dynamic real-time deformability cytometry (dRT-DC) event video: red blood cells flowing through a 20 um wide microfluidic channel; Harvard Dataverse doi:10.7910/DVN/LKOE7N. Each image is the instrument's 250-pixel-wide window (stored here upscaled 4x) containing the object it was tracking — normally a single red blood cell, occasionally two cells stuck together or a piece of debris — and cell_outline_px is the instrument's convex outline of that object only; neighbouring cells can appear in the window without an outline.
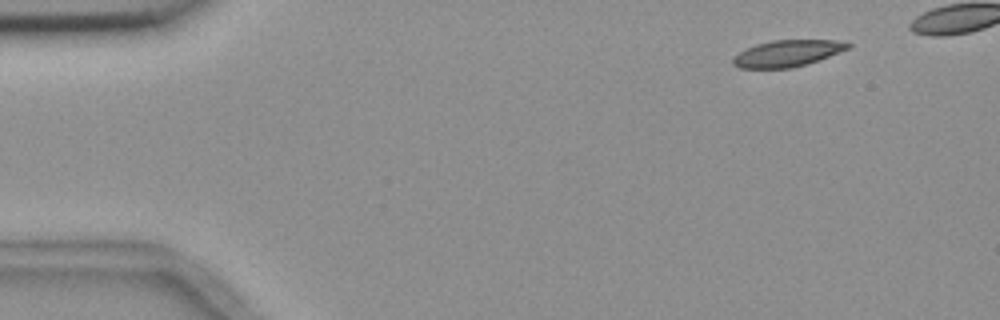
{"species": "common noctule bat (a hibernating species)", "species_latin": "Nyctalus noctula", "temperature_condition": "room temperature", "stored_images_in_passage": 4, "camera_frame_rate_fps": 3000, "um_per_image_px": 0.085, "animal": {"sex": "female", "body_mass_g": 18.4}, "frame": {"image": 1, "passage_image": 1, "time_ms": 0.0, "image_size_px": [1000, 320], "cell_outline_px": [[852, 44], [848, 48], [820, 60], [792, 68], [740, 68], [732, 64], [732, 56], [744, 48], [756, 44], [772, 40], [836, 40]], "centroid_in_image_um": [66.86, 4.54], "position_along_channel_um": 18.1, "area_um2": 17.86}}